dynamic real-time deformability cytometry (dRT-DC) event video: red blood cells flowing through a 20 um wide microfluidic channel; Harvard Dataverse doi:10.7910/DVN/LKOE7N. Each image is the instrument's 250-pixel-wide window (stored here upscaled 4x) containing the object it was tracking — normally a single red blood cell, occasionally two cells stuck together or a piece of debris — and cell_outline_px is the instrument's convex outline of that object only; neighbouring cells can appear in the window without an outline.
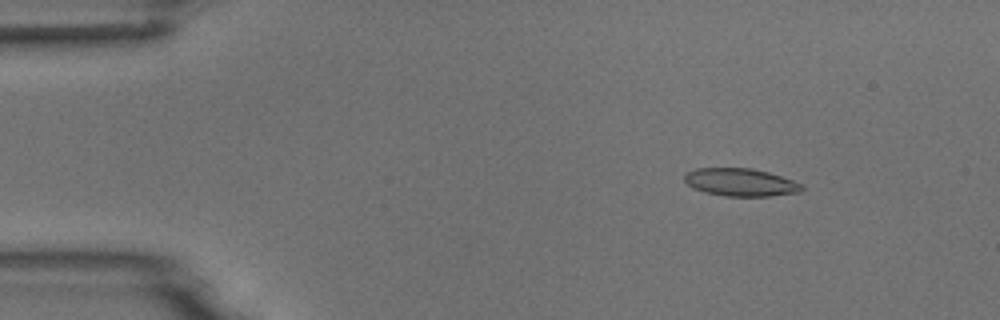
{"species": "common noctule bat (a hibernating species)", "species_latin": "Nyctalus noctula", "temperature_condition": "room temperature", "stored_images_in_passage": 4, "camera_frame_rate_fps": 3000, "um_per_image_px": 0.085, "animal": {"sex": "male", "body_mass_g": 18.8}, "frame": {"image": 1, "passage_image": 2, "time_ms": 1.0, "image_size_px": [1000, 320], "cell_outline_px": [[804, 188], [800, 192], [772, 196], [724, 196], [704, 192], [692, 188], [684, 180], [684, 176], [688, 172], [696, 168], [752, 168], [768, 172], [804, 184]], "centroid_in_image_um": [62.96, 15.5], "position_along_channel_um": 22.0, "area_um2": 19.07}}